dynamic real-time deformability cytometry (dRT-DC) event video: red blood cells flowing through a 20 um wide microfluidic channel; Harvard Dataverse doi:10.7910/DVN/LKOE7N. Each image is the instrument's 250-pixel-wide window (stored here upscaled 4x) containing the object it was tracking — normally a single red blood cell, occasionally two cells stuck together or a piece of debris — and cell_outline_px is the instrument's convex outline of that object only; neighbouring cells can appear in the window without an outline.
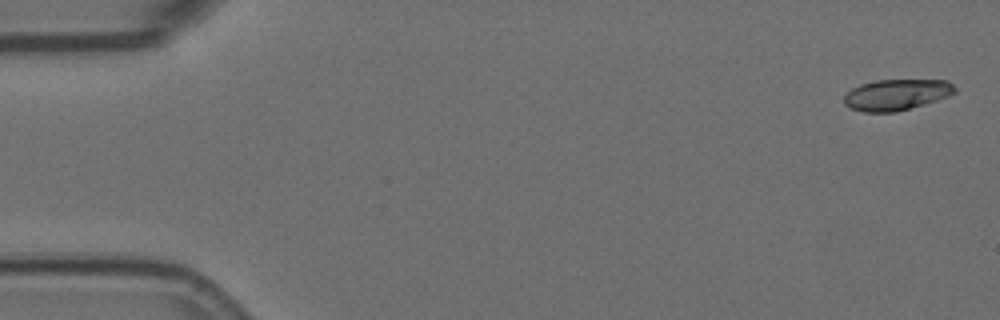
{"species": "Egyptian fruit bat (a non-hibernating species)", "species_latin": "Rousettus aegyptiacus", "temperature_condition": "room temperature", "stored_images_in_passage": 10, "camera_frame_rate_fps": 3000, "um_per_image_px": 0.085, "animal": {"sex": "female"}, "frame": {"image": 1, "passage_image": 1, "time_ms": 0.0, "image_size_px": [1000, 320], "cell_outline_px": [[956, 92], [948, 96], [924, 104], [896, 112], [864, 112], [852, 108], [844, 104], [844, 96], [852, 88], [860, 84], [876, 80], [948, 80], [956, 88]], "centroid_in_image_um": [76.2, 8.04], "position_along_channel_um": 8.8, "area_um2": 19.94}}
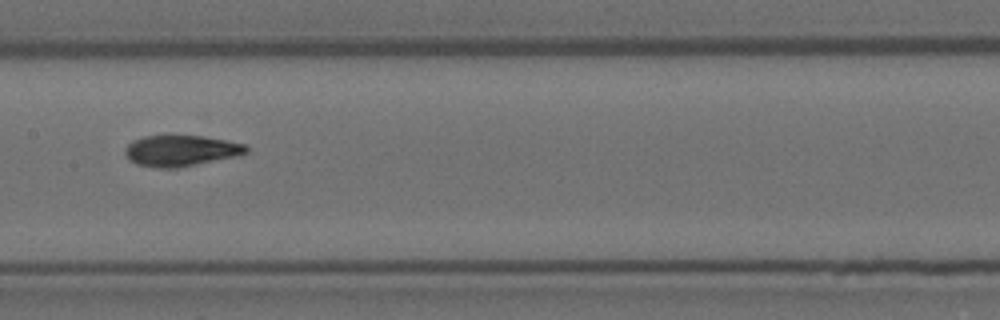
{"frame": {"image": 2, "passage_image": 8, "time_ms": 2.333, "image_size_px": [1000, 320], "cell_outline_px": [[248, 152], [236, 156], [176, 168], [156, 168], [136, 164], [128, 160], [124, 152], [124, 148], [132, 140], [144, 136], [204, 136], [244, 144], [248, 148]], "centroid_in_image_um": [15.31, 12.81], "position_along_channel_um": 192.1, "area_um2": 21.79}}
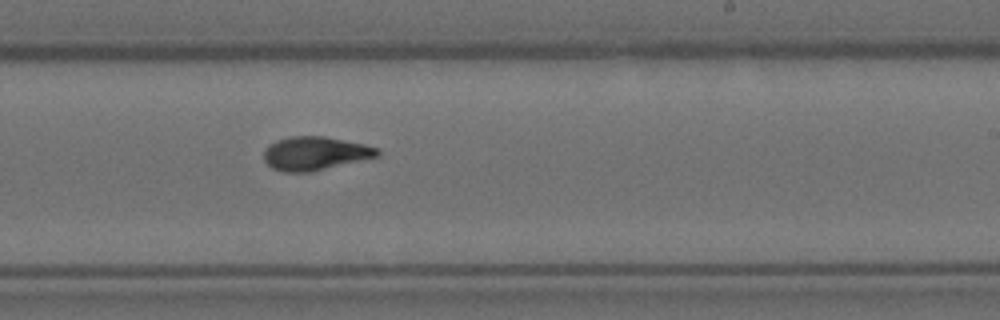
{"frame": {"image": 3, "passage_image": 10, "time_ms": 3.0, "image_size_px": [1000, 320], "cell_outline_px": [[380, 152], [376, 156], [312, 172], [284, 172], [272, 168], [264, 160], [264, 152], [268, 144], [276, 140], [288, 136], [324, 136], [364, 144], [380, 148]], "centroid_in_image_um": [26.74, 13.03], "position_along_channel_um": 262.3, "area_um2": 22.14}}